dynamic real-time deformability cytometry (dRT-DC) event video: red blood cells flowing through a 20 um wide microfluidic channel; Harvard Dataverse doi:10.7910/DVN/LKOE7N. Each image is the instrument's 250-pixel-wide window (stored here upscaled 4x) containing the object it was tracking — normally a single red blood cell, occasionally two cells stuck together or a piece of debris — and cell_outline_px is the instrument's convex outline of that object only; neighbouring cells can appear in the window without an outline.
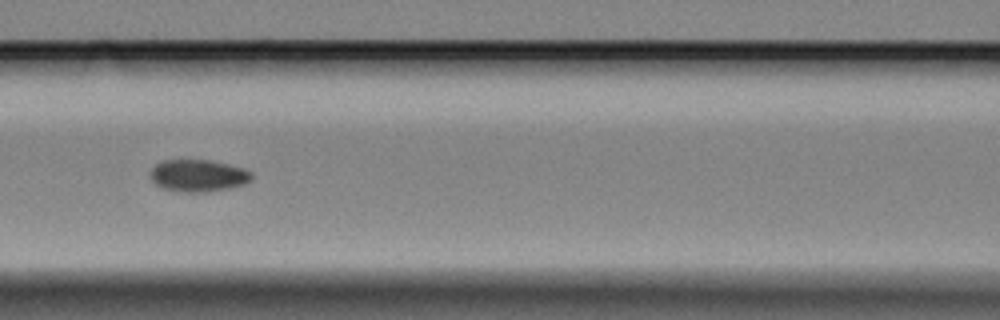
{"species": "Egyptian fruit bat (a non-hibernating species)", "species_latin": "Rousettus aegyptiacus", "temperature_condition": "cold", "stored_images_in_passage": 24, "camera_frame_rate_fps": 3000, "um_per_image_px": 0.085, "animal": {"sex": "female"}, "frame": {"image": 1, "passage_image": 11, "time_ms": 3.333, "image_size_px": [1000, 320], "cell_outline_px": [[252, 180], [244, 184], [228, 188], [204, 192], [184, 192], [164, 188], [156, 184], [152, 180], [152, 168], [160, 160], [212, 160], [244, 168], [252, 172]], "centroid_in_image_um": [16.88, 14.91], "position_along_channel_um": 149.7, "area_um2": 18.84}}
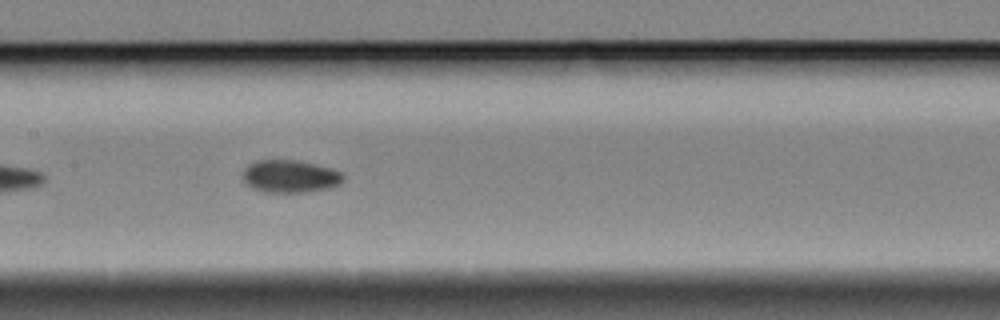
{"frame": {"image": 2, "passage_image": 14, "time_ms": 4.333, "image_size_px": [1000, 320], "cell_outline_px": [[344, 180], [340, 184], [328, 188], [308, 192], [264, 192], [252, 188], [244, 184], [240, 176], [244, 168], [248, 164], [256, 160], [300, 160], [332, 168], [340, 172], [344, 176]], "centroid_in_image_um": [24.61, 14.98], "position_along_channel_um": 182.8, "area_um2": 19.54}}